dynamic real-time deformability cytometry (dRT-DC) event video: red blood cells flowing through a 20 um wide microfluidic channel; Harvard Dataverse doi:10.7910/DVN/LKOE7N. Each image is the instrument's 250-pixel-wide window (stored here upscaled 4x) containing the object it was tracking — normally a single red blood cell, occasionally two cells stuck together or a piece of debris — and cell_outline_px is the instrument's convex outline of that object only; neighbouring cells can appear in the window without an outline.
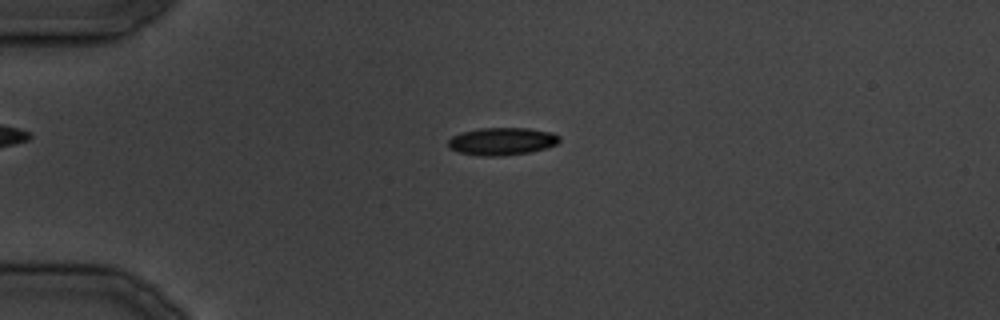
{"species": "common noctule bat (a hibernating species)", "species_latin": "Nyctalus noctula", "temperature_condition": "cold", "stored_images_in_passage": 32, "camera_frame_rate_fps": 3000, "um_per_image_px": 0.085, "animal": {"sex": "male", "body_mass_g": 19.5, "forearm_length_mm": 54.6}, "frame": {"image": 1, "passage_image": 6, "time_ms": 6.667, "image_size_px": [1000, 320], "cell_outline_px": [[560, 140], [556, 144], [544, 148], [528, 152], [504, 156], [476, 156], [460, 152], [448, 148], [448, 140], [452, 136], [460, 132], [480, 128], [528, 128], [552, 132], [560, 136]], "centroid_in_image_um": [42.63, 12.01], "position_along_channel_um": 42.4, "area_um2": 17.98}}
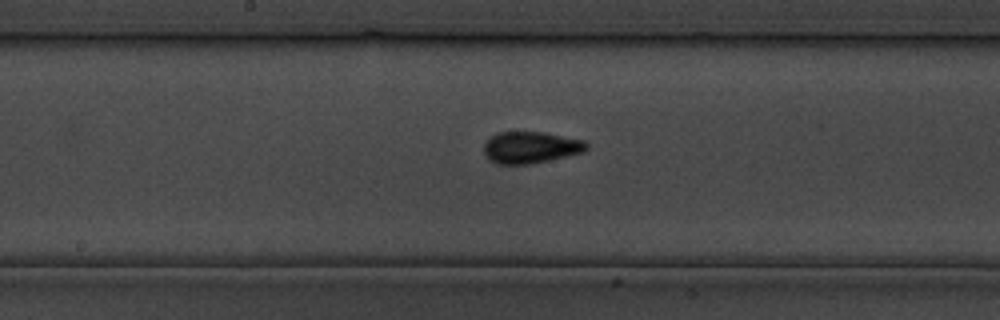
{"frame": {"image": 2, "passage_image": 16, "time_ms": 18.667, "image_size_px": [1000, 320], "cell_outline_px": [[588, 148], [584, 152], [532, 164], [496, 164], [488, 160], [484, 156], [484, 144], [492, 136], [500, 132], [544, 132], [584, 140], [588, 144]], "centroid_in_image_um": [45.1, 12.54], "position_along_channel_um": 203.1, "area_um2": 19.07}}
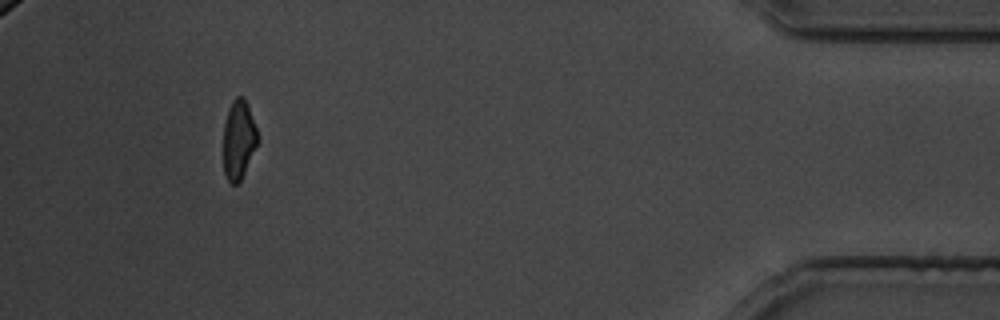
{"frame": {"image": 3, "passage_image": 30, "time_ms": 35.667, "image_size_px": [1000, 320], "cell_outline_px": [[260, 140], [240, 180], [236, 184], [232, 184], [228, 180], [224, 172], [224, 124], [228, 108], [232, 100], [236, 96], [244, 96], [256, 128]], "centroid_in_image_um": [20.29, 11.84], "position_along_channel_um": 414.9, "area_um2": 15.72}}